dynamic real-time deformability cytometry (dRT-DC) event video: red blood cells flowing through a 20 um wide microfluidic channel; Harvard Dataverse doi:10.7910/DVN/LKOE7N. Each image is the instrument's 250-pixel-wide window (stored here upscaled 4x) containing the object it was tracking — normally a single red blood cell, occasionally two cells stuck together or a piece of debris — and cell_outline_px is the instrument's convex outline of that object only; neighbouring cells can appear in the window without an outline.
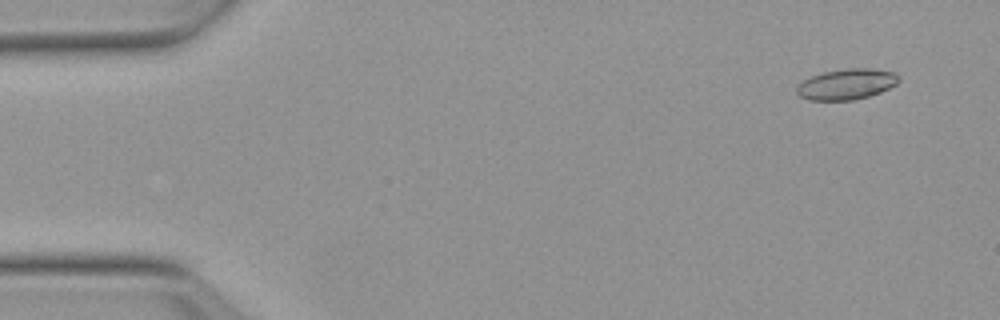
{"species": "Egyptian fruit bat (a non-hibernating species)", "species_latin": "Rousettus aegyptiacus", "temperature_condition": "warm", "stored_images_in_passage": 54, "camera_frame_rate_fps": 3000, "um_per_image_px": 0.085, "animal": {"sex": "female"}, "frame": {"image": 1, "passage_image": 4, "time_ms": 1.0, "image_size_px": [1000, 320], "cell_outline_px": [[900, 80], [896, 84], [880, 92], [868, 96], [852, 100], [808, 100], [800, 96], [796, 92], [796, 88], [804, 80], [812, 76], [824, 72], [848, 68], [868, 68], [892, 72], [900, 76]], "centroid_in_image_um": [71.96, 7.16], "position_along_channel_um": 13.0, "area_um2": 18.03}}
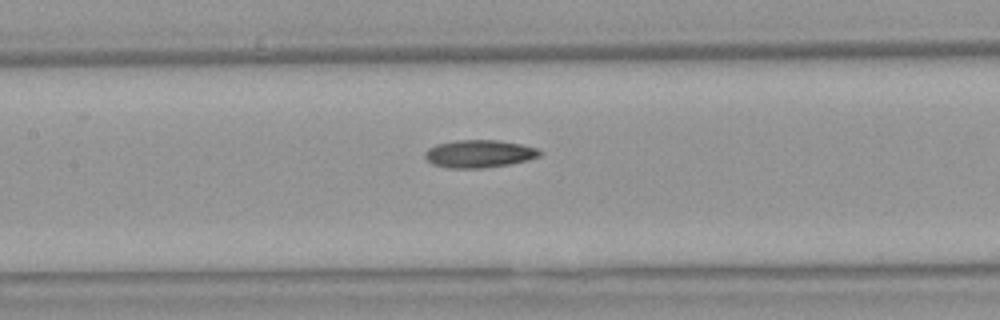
{"frame": {"image": 2, "passage_image": 25, "time_ms": 8.0, "image_size_px": [1000, 320], "cell_outline_px": [[544, 152], [540, 156], [528, 160], [508, 164], [480, 168], [452, 168], [432, 164], [424, 156], [424, 152], [428, 148], [436, 144], [456, 140], [500, 140], [520, 144], [536, 148]], "centroid_in_image_um": [40.73, 13.06], "position_along_channel_um": 166.7, "area_um2": 18.5}}
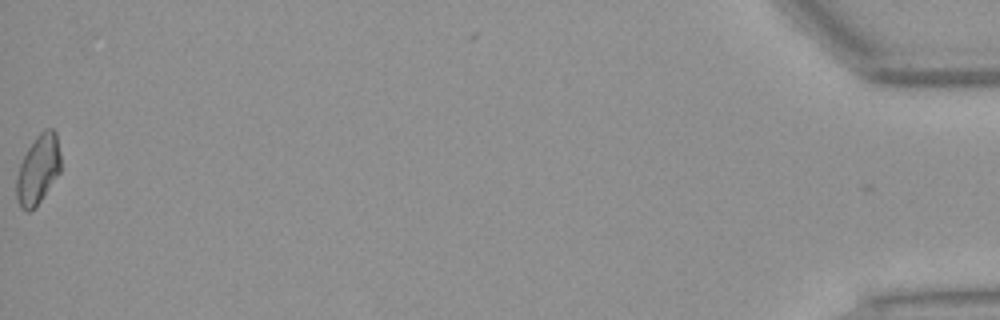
{"frame": {"image": 3, "passage_image": 54, "time_ms": 17.667, "image_size_px": [1000, 320], "cell_outline_px": [[60, 172], [40, 200], [28, 212], [20, 208], [16, 196], [16, 176], [20, 164], [28, 148], [36, 136], [44, 128], [52, 128], [56, 132], [60, 156]], "centroid_in_image_um": [3.23, 14.38], "position_along_channel_um": 432.0, "area_um2": 17.63}, "authors_computed_cell_mechanics": {"area_um2": 18.0336, "velocity_mm_per_s": 3.8319, "shape_relaxation_time_tau1_ms": null, "shape_relaxation_time_tau2_ms": 6.0098, "deformation_change_tau1": null, "deformation_change_tau2": 0.1542}}